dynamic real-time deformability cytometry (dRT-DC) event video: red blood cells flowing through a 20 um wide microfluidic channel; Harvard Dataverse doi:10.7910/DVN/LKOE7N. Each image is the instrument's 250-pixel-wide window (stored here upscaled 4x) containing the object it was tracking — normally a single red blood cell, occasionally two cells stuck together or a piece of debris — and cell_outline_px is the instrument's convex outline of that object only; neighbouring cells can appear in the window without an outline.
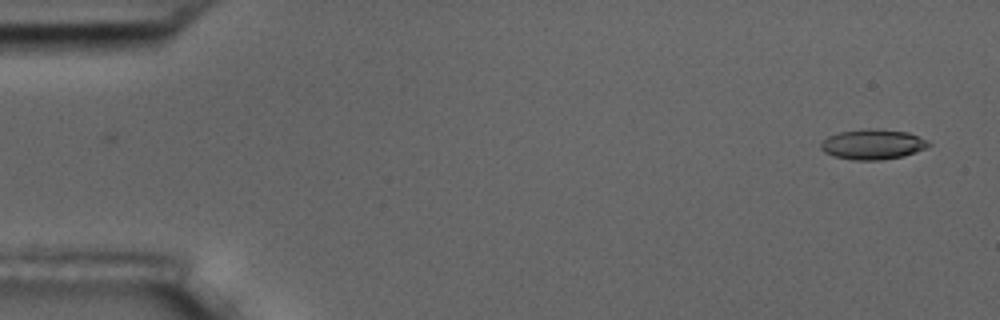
{"species": "common noctule bat (a hibernating species)", "species_latin": "Nyctalus noctula", "temperature_condition": "room temperature", "stored_images_in_passage": 3, "camera_frame_rate_fps": 3000, "um_per_image_px": 0.085, "animal": {"sex": "male", "body_mass_g": 17.5, "forearm_length_mm": 52.3}, "frame": {"image": 1, "passage_image": 3, "time_ms": 2.333, "image_size_px": [1000, 320], "cell_outline_px": [[932, 144], [928, 148], [904, 156], [880, 160], [852, 160], [832, 156], [824, 152], [820, 148], [820, 144], [828, 136], [840, 132], [868, 128], [872, 128], [908, 132], [928, 140]], "centroid_in_image_um": [74.21, 12.27], "position_along_channel_um": 10.8, "area_um2": 19.13}}